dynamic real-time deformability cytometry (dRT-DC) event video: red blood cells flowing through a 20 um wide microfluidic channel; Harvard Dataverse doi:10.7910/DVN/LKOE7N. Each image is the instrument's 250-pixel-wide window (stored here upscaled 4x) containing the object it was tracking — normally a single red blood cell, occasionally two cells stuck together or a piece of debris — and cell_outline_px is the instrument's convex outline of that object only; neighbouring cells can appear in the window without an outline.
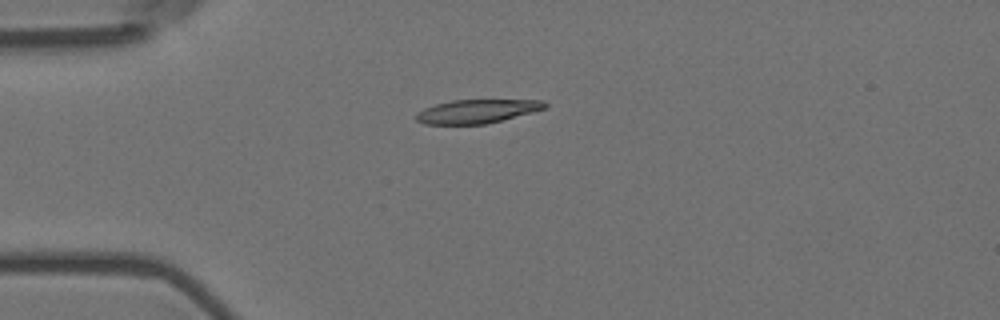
{"species": "Egyptian fruit bat (a non-hibernating species)", "species_latin": "Rousettus aegyptiacus", "temperature_condition": "room temperature", "stored_images_in_passage": 2, "camera_frame_rate_fps": 3000, "um_per_image_px": 0.085, "animal": {"sex": "female"}, "frame": {"image": 1, "passage_image": 1, "time_ms": 0.0, "image_size_px": [1000, 320], "cell_outline_px": [[548, 108], [484, 124], [424, 124], [416, 120], [416, 112], [424, 108], [436, 104], [452, 100], [544, 100], [548, 104]], "centroid_in_image_um": [40.54, 9.45], "position_along_channel_um": 44.5, "area_um2": 17.69}}